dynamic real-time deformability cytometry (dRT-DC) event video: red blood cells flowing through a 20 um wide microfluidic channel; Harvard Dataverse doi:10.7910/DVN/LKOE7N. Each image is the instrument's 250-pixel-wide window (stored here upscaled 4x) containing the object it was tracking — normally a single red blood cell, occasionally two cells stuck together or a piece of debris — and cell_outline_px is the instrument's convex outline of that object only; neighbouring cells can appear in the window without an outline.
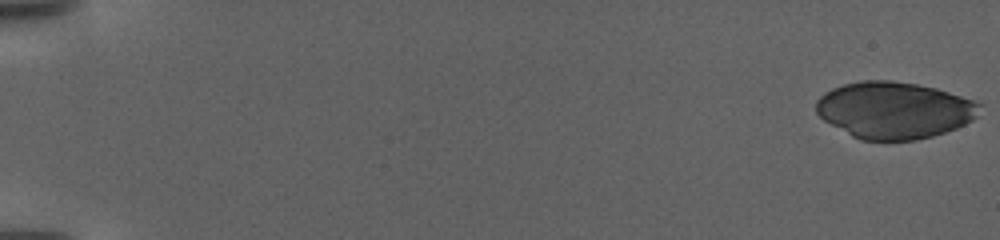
{"species": "human", "species_latin": "Homo sapiens", "temperature_condition": "warm", "stored_images_in_passage": 126, "camera_frame_rate_fps": 3000, "um_per_image_px": 0.085, "donor": {"sex": "female"}, "frame": {"image": 1, "passage_image": 1, "time_ms": 0.0, "image_size_px": [1000, 240], "cell_outline_px": [[984, 104], [976, 116], [972, 120], [956, 128], [932, 136], [916, 140], [860, 140], [852, 136], [824, 120], [816, 112], [816, 100], [824, 92], [832, 88], [844, 84], [860, 80], [888, 80], [916, 84], [936, 88]], "centroid_in_image_um": [75.99, 9.36], "position_along_channel_um": 9.0, "area_um2": 53.99}}